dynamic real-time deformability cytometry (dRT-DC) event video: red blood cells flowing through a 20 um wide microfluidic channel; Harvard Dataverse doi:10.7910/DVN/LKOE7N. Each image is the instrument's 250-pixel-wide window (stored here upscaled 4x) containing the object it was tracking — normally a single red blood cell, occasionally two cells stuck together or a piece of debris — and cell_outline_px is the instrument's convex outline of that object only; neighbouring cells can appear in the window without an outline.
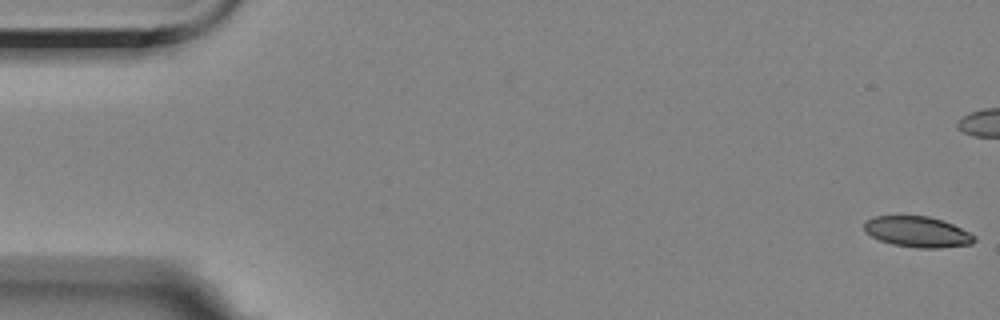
{"species": "Egyptian fruit bat (a non-hibernating species)", "species_latin": "Rousettus aegyptiacus", "temperature_condition": "room temperature", "stored_images_in_passage": 9, "camera_frame_rate_fps": 3000, "um_per_image_px": 0.085, "animal": {"sex": "female"}, "frame": {"image": 1, "passage_image": 1, "time_ms": 0.0, "image_size_px": [1000, 320], "cell_outline_px": [[976, 240], [972, 244], [940, 248], [916, 248], [892, 244], [880, 240], [864, 232], [864, 220], [872, 216], [928, 216], [944, 220], [976, 236]], "centroid_in_image_um": [77.97, 19.7], "position_along_channel_um": 7.0, "area_um2": 19.88}}
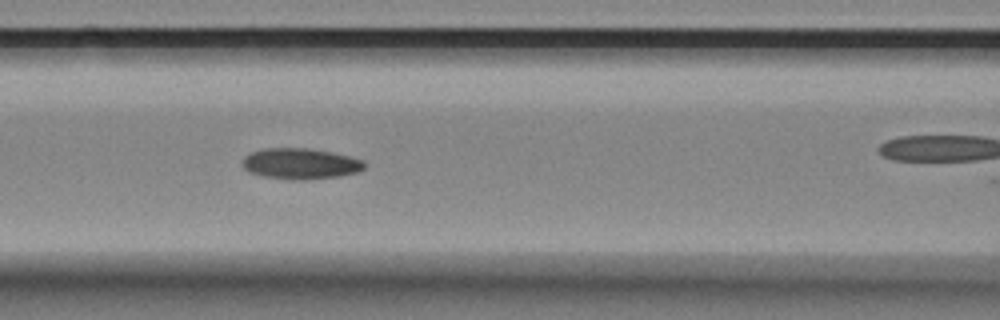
{"frame": {"image": 2, "passage_image": 7, "time_ms": 7.667, "image_size_px": [1000, 320], "cell_outline_px": [[364, 168], [356, 172], [340, 176], [304, 180], [292, 180], [264, 176], [248, 172], [240, 164], [244, 156], [260, 148], [308, 148], [332, 152], [364, 160]], "centroid_in_image_um": [25.49, 13.91], "position_along_channel_um": 141.1, "area_um2": 22.08}}
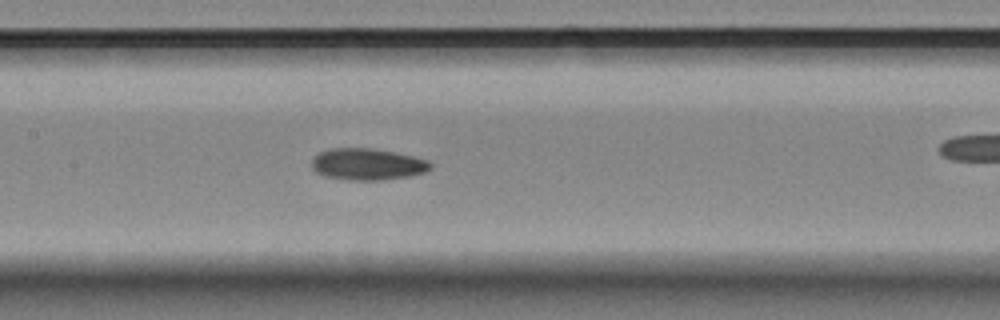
{"frame": {"image": 3, "passage_image": 8, "time_ms": 8.667, "image_size_px": [1000, 320], "cell_outline_px": [[432, 168], [424, 172], [412, 176], [380, 180], [348, 180], [324, 176], [316, 172], [312, 168], [312, 160], [320, 152], [332, 148], [372, 148], [396, 152], [428, 160], [432, 164]], "centroid_in_image_um": [31.25, 13.96], "position_along_channel_um": 176.1, "area_um2": 21.96}}